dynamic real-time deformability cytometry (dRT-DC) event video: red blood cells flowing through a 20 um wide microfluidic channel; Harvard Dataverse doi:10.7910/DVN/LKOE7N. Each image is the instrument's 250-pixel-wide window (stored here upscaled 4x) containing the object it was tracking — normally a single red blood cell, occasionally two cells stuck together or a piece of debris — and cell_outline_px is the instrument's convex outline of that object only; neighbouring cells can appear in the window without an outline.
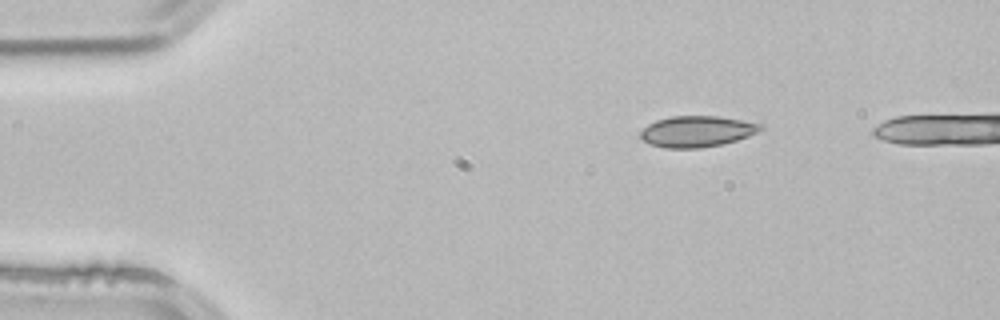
{"species": "common noctule bat (a hibernating species)", "species_latin": "Nyctalus noctula", "temperature_condition": "room temperature", "stored_images_in_passage": 3, "camera_frame_rate_fps": 3000, "um_per_image_px": 0.085, "animal": {"sex": "male", "body_mass_g": 21.5, "forearm_length_mm": 52.0}, "frame": {"image": 1, "passage_image": 1, "time_ms": 0.0, "image_size_px": [1000, 320], "cell_outline_px": [[764, 128], [748, 136], [736, 140], [720, 144], [700, 148], [664, 148], [652, 144], [644, 140], [640, 136], [640, 132], [648, 124], [656, 120], [672, 116], [716, 116], [764, 124]], "centroid_in_image_um": [59.23, 11.16], "position_along_channel_um": 25.8, "area_um2": 21.5}}